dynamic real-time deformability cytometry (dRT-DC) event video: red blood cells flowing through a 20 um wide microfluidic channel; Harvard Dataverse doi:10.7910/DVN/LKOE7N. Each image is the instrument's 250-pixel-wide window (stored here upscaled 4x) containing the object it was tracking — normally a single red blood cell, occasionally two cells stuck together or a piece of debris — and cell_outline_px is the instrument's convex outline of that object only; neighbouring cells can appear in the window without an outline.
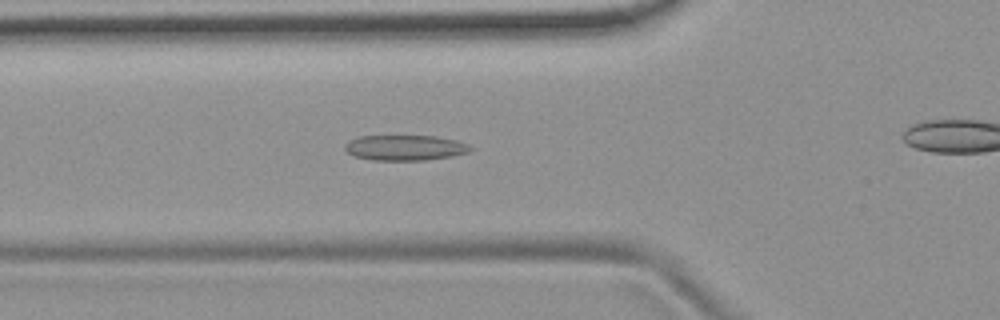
{"species": "common noctule bat (a hibernating species)", "species_latin": "Nyctalus noctula", "temperature_condition": "room temperature", "stored_images_in_passage": 44, "camera_frame_rate_fps": 3000, "um_per_image_px": 0.085, "animal": {"sex": "female", "body_mass_g": 19.9}, "frame": {"image": 1, "passage_image": 19, "time_ms": 6.0, "image_size_px": [1000, 320], "cell_outline_px": [[472, 148], [468, 152], [452, 156], [424, 160], [372, 160], [352, 156], [344, 148], [352, 140], [360, 136], [436, 136], [456, 140], [468, 144]], "centroid_in_image_um": [34.45, 12.56], "position_along_channel_um": 91.4, "area_um2": 18.38}}
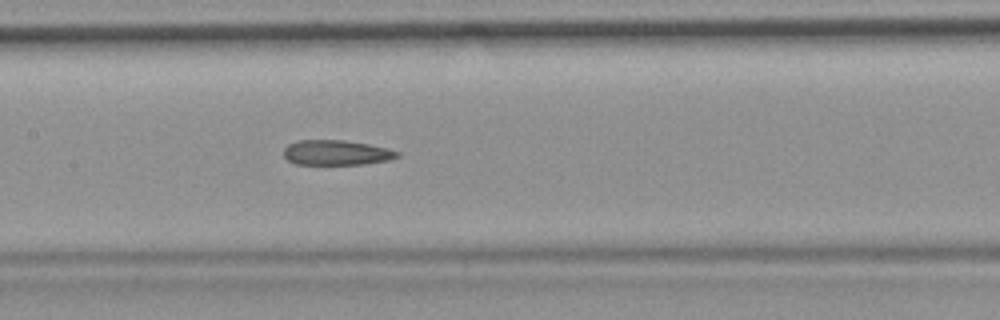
{"frame": {"image": 2, "passage_image": 26, "time_ms": 8.333, "image_size_px": [1000, 320], "cell_outline_px": [[400, 156], [388, 160], [364, 164], [296, 164], [288, 160], [284, 156], [284, 148], [288, 144], [296, 140], [344, 140], [368, 144], [388, 148], [400, 152]], "centroid_in_image_um": [28.59, 12.97], "position_along_channel_um": 178.8, "area_um2": 16.59}}